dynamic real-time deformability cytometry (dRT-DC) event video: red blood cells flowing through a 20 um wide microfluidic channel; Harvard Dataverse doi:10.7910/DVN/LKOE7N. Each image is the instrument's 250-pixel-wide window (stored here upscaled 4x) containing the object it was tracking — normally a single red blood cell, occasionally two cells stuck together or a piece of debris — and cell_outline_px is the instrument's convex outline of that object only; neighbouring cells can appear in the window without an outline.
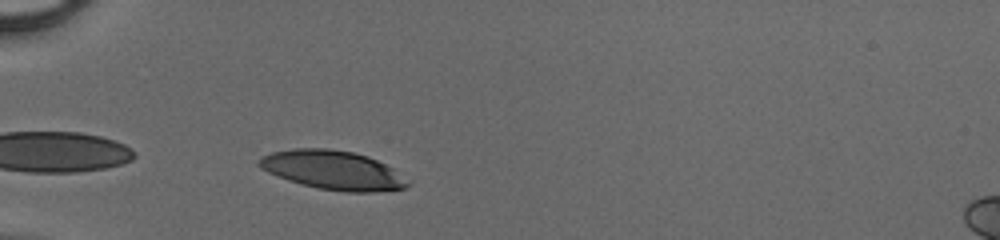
{"species": "human", "species_latin": "Homo sapiens", "temperature_condition": "cold", "stored_images_in_passage": 32, "camera_frame_rate_fps": 3000, "um_per_image_px": 0.085, "donor": {"sex": "male"}, "frame": {"image": 1, "passage_image": 2, "time_ms": 0.333, "image_size_px": [1000, 240], "cell_outline_px": [[412, 184], [404, 188], [380, 192], [344, 192], [320, 188], [288, 180], [268, 172], [260, 168], [256, 164], [256, 160], [260, 156], [272, 152], [292, 148], [328, 148], [352, 152], [368, 156], [392, 168], [412, 180]], "centroid_in_image_um": [28.32, 14.46], "position_along_channel_um": 56.7, "area_um2": 34.04}}
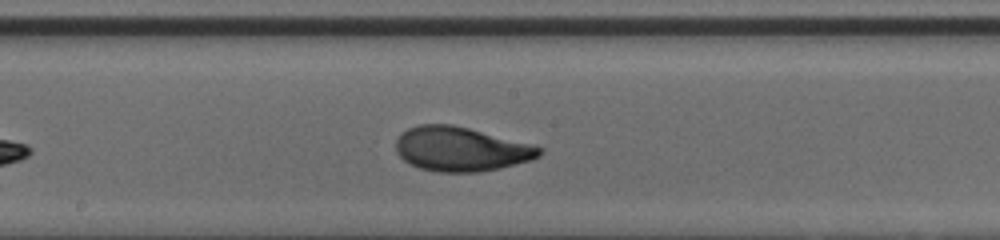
{"frame": {"image": 2, "passage_image": 14, "time_ms": 4.333, "image_size_px": [1000, 240], "cell_outline_px": [[544, 148], [540, 156], [532, 160], [500, 168], [476, 172], [436, 172], [420, 168], [404, 160], [396, 152], [396, 140], [408, 128], [420, 124], [452, 124], [536, 144]], "centroid_in_image_um": [39.24, 12.67], "position_along_channel_um": 209.0, "area_um2": 37.28}}
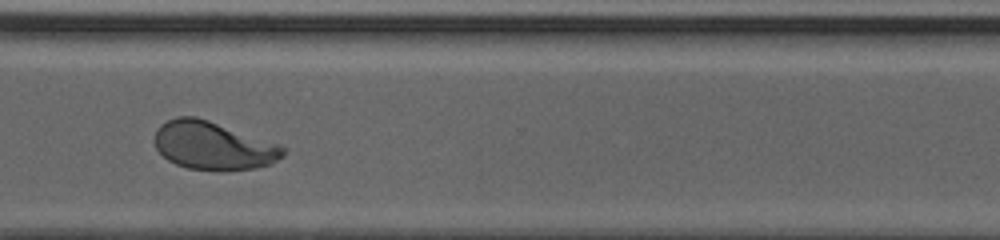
{"frame": {"image": 3, "passage_image": 24, "time_ms": 7.667, "image_size_px": [1000, 240], "cell_outline_px": [[284, 156], [272, 164], [252, 168], [188, 168], [176, 164], [168, 160], [156, 148], [152, 140], [156, 128], [160, 124], [176, 116], [196, 116], [284, 144]], "centroid_in_image_um": [18.13, 12.32], "position_along_channel_um": 352.5, "area_um2": 36.01}}